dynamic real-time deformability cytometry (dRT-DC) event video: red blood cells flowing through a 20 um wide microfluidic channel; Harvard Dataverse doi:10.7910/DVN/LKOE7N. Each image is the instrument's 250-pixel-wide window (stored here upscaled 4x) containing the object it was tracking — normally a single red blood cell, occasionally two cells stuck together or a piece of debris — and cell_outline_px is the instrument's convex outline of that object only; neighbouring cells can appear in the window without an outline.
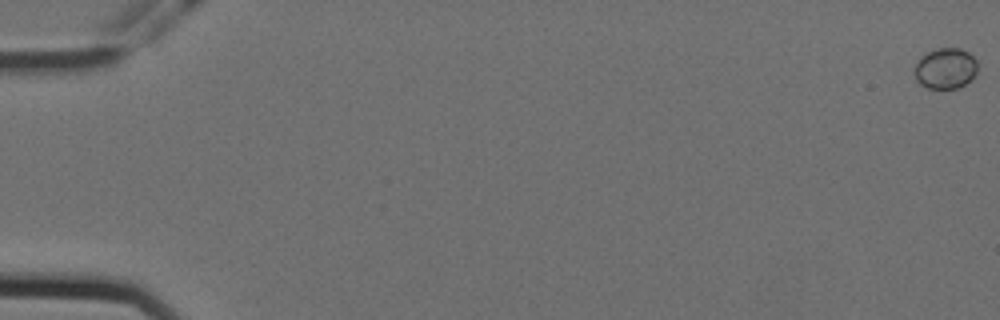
{"species": "Egyptian fruit bat (a non-hibernating species)", "species_latin": "Rousettus aegyptiacus", "temperature_condition": "cold", "stored_images_in_passage": 59, "camera_frame_rate_fps": 3000, "um_per_image_px": 0.085, "animal": {"sex": "female"}, "frame": {"image": 1, "passage_image": 1, "time_ms": 0.0, "image_size_px": [1000, 320], "cell_outline_px": [[976, 72], [972, 80], [956, 88], [928, 88], [920, 84], [916, 80], [916, 64], [920, 56], [936, 48], [960, 48], [968, 52], [976, 60]], "centroid_in_image_um": [80.37, 5.8], "position_along_channel_um": 4.6, "area_um2": 14.85}}
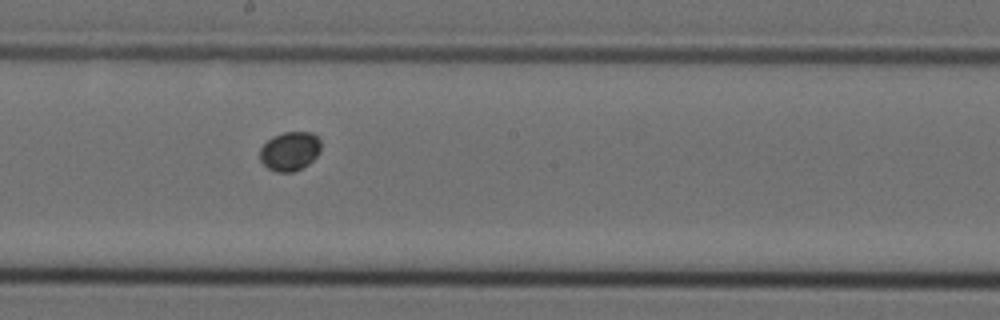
{"frame": {"image": 2, "passage_image": 34, "time_ms": 11.0, "image_size_px": [1000, 320], "cell_outline_px": [[320, 152], [308, 164], [292, 172], [276, 172], [268, 168], [260, 160], [260, 148], [272, 136], [284, 132], [312, 132], [320, 140]], "centroid_in_image_um": [24.63, 12.84], "position_along_channel_um": 223.6, "area_um2": 13.81}}
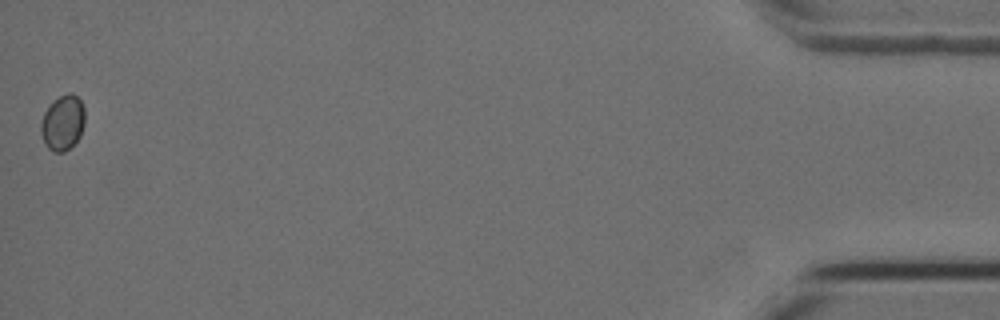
{"frame": {"image": 3, "passage_image": 59, "time_ms": 19.333, "image_size_px": [1000, 320], "cell_outline_px": [[84, 124], [80, 136], [64, 152], [52, 152], [48, 148], [40, 132], [40, 124], [44, 112], [52, 100], [68, 92], [72, 92], [80, 100], [84, 108]], "centroid_in_image_um": [5.32, 10.4], "position_along_channel_um": 429.9, "area_um2": 14.16}}